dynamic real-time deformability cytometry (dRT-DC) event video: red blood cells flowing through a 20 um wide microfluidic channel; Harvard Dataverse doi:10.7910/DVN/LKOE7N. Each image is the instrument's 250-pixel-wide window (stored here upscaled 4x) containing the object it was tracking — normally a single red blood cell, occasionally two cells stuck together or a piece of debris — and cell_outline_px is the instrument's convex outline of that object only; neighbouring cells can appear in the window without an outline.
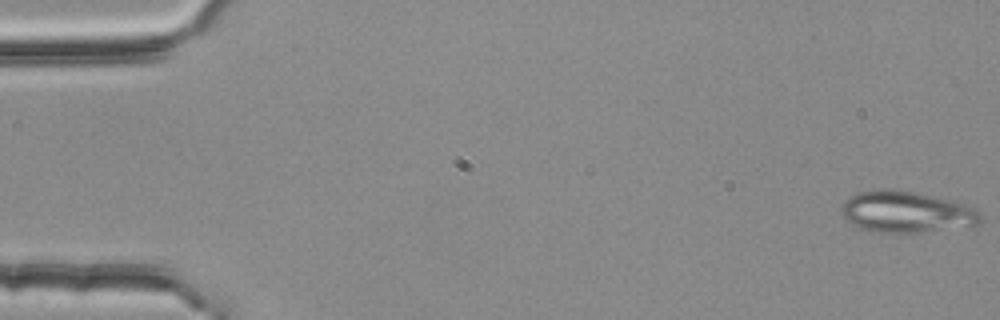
{"species": "common noctule bat (a hibernating species)", "species_latin": "Nyctalus noctula", "temperature_condition": "room temperature", "stored_images_in_passage": 54, "segment_of_instrument_passage": [1, 2], "camera_frame_rate_fps": 3000, "um_per_image_px": 0.085, "animal": {"sex": "female", "body_mass_g": 25.1}, "frame": {"image": 1, "passage_image": 1, "time_ms": 0.0, "image_size_px": [1000, 320], "cell_outline_px": [[980, 224], [920, 232], [868, 232], [852, 224], [844, 216], [840, 208], [844, 200], [856, 192], [876, 188], [892, 188], [916, 192], [964, 204], [976, 208], [980, 212]], "centroid_in_image_um": [76.97, 17.99], "position_along_channel_um": 8.0, "area_um2": 33.58}}